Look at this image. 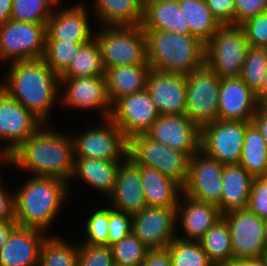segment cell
<instances>
[{"label": "cell", "instance_id": "6da1fadb", "mask_svg": "<svg viewBox=\"0 0 267 266\" xmlns=\"http://www.w3.org/2000/svg\"><path fill=\"white\" fill-rule=\"evenodd\" d=\"M44 127V128H43ZM42 125L7 157V165L29 170L39 177H54L68 182L74 172L72 136L54 132Z\"/></svg>", "mask_w": 267, "mask_h": 266}, {"label": "cell", "instance_id": "7a4b0ae2", "mask_svg": "<svg viewBox=\"0 0 267 266\" xmlns=\"http://www.w3.org/2000/svg\"><path fill=\"white\" fill-rule=\"evenodd\" d=\"M9 64L8 73L4 76V90L46 125L61 90L60 76L43 58Z\"/></svg>", "mask_w": 267, "mask_h": 266}, {"label": "cell", "instance_id": "3957f363", "mask_svg": "<svg viewBox=\"0 0 267 266\" xmlns=\"http://www.w3.org/2000/svg\"><path fill=\"white\" fill-rule=\"evenodd\" d=\"M68 187L69 182L54 177L33 176L26 181L14 191L18 225L46 233L67 200Z\"/></svg>", "mask_w": 267, "mask_h": 266}, {"label": "cell", "instance_id": "277c9868", "mask_svg": "<svg viewBox=\"0 0 267 266\" xmlns=\"http://www.w3.org/2000/svg\"><path fill=\"white\" fill-rule=\"evenodd\" d=\"M143 31L151 70L187 75L205 64V43L199 38L162 30Z\"/></svg>", "mask_w": 267, "mask_h": 266}, {"label": "cell", "instance_id": "5b68a950", "mask_svg": "<svg viewBox=\"0 0 267 266\" xmlns=\"http://www.w3.org/2000/svg\"><path fill=\"white\" fill-rule=\"evenodd\" d=\"M100 32V33H99ZM104 70L122 65L148 64L141 25H109L94 33Z\"/></svg>", "mask_w": 267, "mask_h": 266}, {"label": "cell", "instance_id": "8992f818", "mask_svg": "<svg viewBox=\"0 0 267 266\" xmlns=\"http://www.w3.org/2000/svg\"><path fill=\"white\" fill-rule=\"evenodd\" d=\"M249 47L241 25H221L205 44V64L220 78L240 77Z\"/></svg>", "mask_w": 267, "mask_h": 266}, {"label": "cell", "instance_id": "52a82bcc", "mask_svg": "<svg viewBox=\"0 0 267 266\" xmlns=\"http://www.w3.org/2000/svg\"><path fill=\"white\" fill-rule=\"evenodd\" d=\"M128 157L136 165L154 168L181 187L185 184L189 157L182 151L138 134L128 140Z\"/></svg>", "mask_w": 267, "mask_h": 266}, {"label": "cell", "instance_id": "ba28073f", "mask_svg": "<svg viewBox=\"0 0 267 266\" xmlns=\"http://www.w3.org/2000/svg\"><path fill=\"white\" fill-rule=\"evenodd\" d=\"M186 77L185 114L201 128L218 117L221 78L207 65L193 70Z\"/></svg>", "mask_w": 267, "mask_h": 266}, {"label": "cell", "instance_id": "9c48e42d", "mask_svg": "<svg viewBox=\"0 0 267 266\" xmlns=\"http://www.w3.org/2000/svg\"><path fill=\"white\" fill-rule=\"evenodd\" d=\"M72 137L74 158L123 162L128 157V139L110 118ZM123 160H122V159Z\"/></svg>", "mask_w": 267, "mask_h": 266}, {"label": "cell", "instance_id": "30bf717a", "mask_svg": "<svg viewBox=\"0 0 267 266\" xmlns=\"http://www.w3.org/2000/svg\"><path fill=\"white\" fill-rule=\"evenodd\" d=\"M46 25L9 20L0 25V58L10 61L43 58Z\"/></svg>", "mask_w": 267, "mask_h": 266}, {"label": "cell", "instance_id": "8fae6325", "mask_svg": "<svg viewBox=\"0 0 267 266\" xmlns=\"http://www.w3.org/2000/svg\"><path fill=\"white\" fill-rule=\"evenodd\" d=\"M250 122L217 119L205 124L200 128V150L224 165L238 164Z\"/></svg>", "mask_w": 267, "mask_h": 266}, {"label": "cell", "instance_id": "7c38bea8", "mask_svg": "<svg viewBox=\"0 0 267 266\" xmlns=\"http://www.w3.org/2000/svg\"><path fill=\"white\" fill-rule=\"evenodd\" d=\"M222 217L230 230L234 261L266 257L267 243L262 218L247 209L231 211Z\"/></svg>", "mask_w": 267, "mask_h": 266}, {"label": "cell", "instance_id": "4fadbf2b", "mask_svg": "<svg viewBox=\"0 0 267 266\" xmlns=\"http://www.w3.org/2000/svg\"><path fill=\"white\" fill-rule=\"evenodd\" d=\"M223 169L224 164L199 149L189 158L187 178L181 193L217 206L222 193Z\"/></svg>", "mask_w": 267, "mask_h": 266}, {"label": "cell", "instance_id": "5bb4252c", "mask_svg": "<svg viewBox=\"0 0 267 266\" xmlns=\"http://www.w3.org/2000/svg\"><path fill=\"white\" fill-rule=\"evenodd\" d=\"M159 115L145 89L116 100L112 104L110 119L129 140L135 135L145 134Z\"/></svg>", "mask_w": 267, "mask_h": 266}, {"label": "cell", "instance_id": "9a60e30c", "mask_svg": "<svg viewBox=\"0 0 267 266\" xmlns=\"http://www.w3.org/2000/svg\"><path fill=\"white\" fill-rule=\"evenodd\" d=\"M176 207L146 206L132 215V233L150 250L165 249L177 237Z\"/></svg>", "mask_w": 267, "mask_h": 266}, {"label": "cell", "instance_id": "2e32d148", "mask_svg": "<svg viewBox=\"0 0 267 266\" xmlns=\"http://www.w3.org/2000/svg\"><path fill=\"white\" fill-rule=\"evenodd\" d=\"M42 125L29 110L5 90L0 93V139L8 143L1 151L8 157Z\"/></svg>", "mask_w": 267, "mask_h": 266}, {"label": "cell", "instance_id": "e0dca14e", "mask_svg": "<svg viewBox=\"0 0 267 266\" xmlns=\"http://www.w3.org/2000/svg\"><path fill=\"white\" fill-rule=\"evenodd\" d=\"M145 134L189 158L200 149V128L186 114L159 115Z\"/></svg>", "mask_w": 267, "mask_h": 266}, {"label": "cell", "instance_id": "ac0fdd59", "mask_svg": "<svg viewBox=\"0 0 267 266\" xmlns=\"http://www.w3.org/2000/svg\"><path fill=\"white\" fill-rule=\"evenodd\" d=\"M64 86L61 101L69 109H102V119L110 118L112 104L107 95L105 75L60 78V87Z\"/></svg>", "mask_w": 267, "mask_h": 266}, {"label": "cell", "instance_id": "d6986e66", "mask_svg": "<svg viewBox=\"0 0 267 266\" xmlns=\"http://www.w3.org/2000/svg\"><path fill=\"white\" fill-rule=\"evenodd\" d=\"M146 90L160 115L185 114V75L151 70L147 76Z\"/></svg>", "mask_w": 267, "mask_h": 266}, {"label": "cell", "instance_id": "ffe728a7", "mask_svg": "<svg viewBox=\"0 0 267 266\" xmlns=\"http://www.w3.org/2000/svg\"><path fill=\"white\" fill-rule=\"evenodd\" d=\"M259 106L256 94L241 77L221 78L218 120L252 121Z\"/></svg>", "mask_w": 267, "mask_h": 266}, {"label": "cell", "instance_id": "44dd1931", "mask_svg": "<svg viewBox=\"0 0 267 266\" xmlns=\"http://www.w3.org/2000/svg\"><path fill=\"white\" fill-rule=\"evenodd\" d=\"M112 209L135 214L147 206L142 182L140 165H136L129 157L120 163L114 190L110 196Z\"/></svg>", "mask_w": 267, "mask_h": 266}, {"label": "cell", "instance_id": "7402d4cb", "mask_svg": "<svg viewBox=\"0 0 267 266\" xmlns=\"http://www.w3.org/2000/svg\"><path fill=\"white\" fill-rule=\"evenodd\" d=\"M89 25L85 6L74 4L52 13L46 25V40L88 42L94 38Z\"/></svg>", "mask_w": 267, "mask_h": 266}, {"label": "cell", "instance_id": "603a6c76", "mask_svg": "<svg viewBox=\"0 0 267 266\" xmlns=\"http://www.w3.org/2000/svg\"><path fill=\"white\" fill-rule=\"evenodd\" d=\"M48 235L19 226L0 249V266H38L40 249Z\"/></svg>", "mask_w": 267, "mask_h": 266}, {"label": "cell", "instance_id": "cb8c5ba5", "mask_svg": "<svg viewBox=\"0 0 267 266\" xmlns=\"http://www.w3.org/2000/svg\"><path fill=\"white\" fill-rule=\"evenodd\" d=\"M181 194L183 195L181 196L183 197V203L181 204L178 201L176 221L179 220L185 237L180 235L177 238L188 241H199L222 215L218 206L195 200L184 195V193Z\"/></svg>", "mask_w": 267, "mask_h": 266}, {"label": "cell", "instance_id": "d4e9b609", "mask_svg": "<svg viewBox=\"0 0 267 266\" xmlns=\"http://www.w3.org/2000/svg\"><path fill=\"white\" fill-rule=\"evenodd\" d=\"M141 27L143 30L191 34L177 0H144Z\"/></svg>", "mask_w": 267, "mask_h": 266}, {"label": "cell", "instance_id": "484cf974", "mask_svg": "<svg viewBox=\"0 0 267 266\" xmlns=\"http://www.w3.org/2000/svg\"><path fill=\"white\" fill-rule=\"evenodd\" d=\"M253 179L239 164L224 165L222 193L217 205L221 215L247 208Z\"/></svg>", "mask_w": 267, "mask_h": 266}, {"label": "cell", "instance_id": "4316f807", "mask_svg": "<svg viewBox=\"0 0 267 266\" xmlns=\"http://www.w3.org/2000/svg\"><path fill=\"white\" fill-rule=\"evenodd\" d=\"M151 67L149 64L114 66L105 70L107 95L111 104L119 98L143 91Z\"/></svg>", "mask_w": 267, "mask_h": 266}, {"label": "cell", "instance_id": "83f0119b", "mask_svg": "<svg viewBox=\"0 0 267 266\" xmlns=\"http://www.w3.org/2000/svg\"><path fill=\"white\" fill-rule=\"evenodd\" d=\"M140 178L147 206L177 207L182 192L179 184L154 168L141 165Z\"/></svg>", "mask_w": 267, "mask_h": 266}, {"label": "cell", "instance_id": "f1b7e54d", "mask_svg": "<svg viewBox=\"0 0 267 266\" xmlns=\"http://www.w3.org/2000/svg\"><path fill=\"white\" fill-rule=\"evenodd\" d=\"M120 163L94 158H75L73 178L78 177L91 187L111 195L117 178Z\"/></svg>", "mask_w": 267, "mask_h": 266}, {"label": "cell", "instance_id": "f546056e", "mask_svg": "<svg viewBox=\"0 0 267 266\" xmlns=\"http://www.w3.org/2000/svg\"><path fill=\"white\" fill-rule=\"evenodd\" d=\"M101 26L141 25L144 0H93Z\"/></svg>", "mask_w": 267, "mask_h": 266}, {"label": "cell", "instance_id": "4dcf8cb0", "mask_svg": "<svg viewBox=\"0 0 267 266\" xmlns=\"http://www.w3.org/2000/svg\"><path fill=\"white\" fill-rule=\"evenodd\" d=\"M253 178L267 173V144L253 122L246 126L244 145L238 162Z\"/></svg>", "mask_w": 267, "mask_h": 266}, {"label": "cell", "instance_id": "1f68e13d", "mask_svg": "<svg viewBox=\"0 0 267 266\" xmlns=\"http://www.w3.org/2000/svg\"><path fill=\"white\" fill-rule=\"evenodd\" d=\"M179 6L191 35L206 44L221 26L209 10L206 1L179 0Z\"/></svg>", "mask_w": 267, "mask_h": 266}, {"label": "cell", "instance_id": "d6a6232c", "mask_svg": "<svg viewBox=\"0 0 267 266\" xmlns=\"http://www.w3.org/2000/svg\"><path fill=\"white\" fill-rule=\"evenodd\" d=\"M209 260L215 265L234 261L231 234L226 220L221 217L199 240Z\"/></svg>", "mask_w": 267, "mask_h": 266}, {"label": "cell", "instance_id": "836d02e7", "mask_svg": "<svg viewBox=\"0 0 267 266\" xmlns=\"http://www.w3.org/2000/svg\"><path fill=\"white\" fill-rule=\"evenodd\" d=\"M102 75H105V70L102 63L101 50L94 37L80 46L70 65L60 75V78Z\"/></svg>", "mask_w": 267, "mask_h": 266}, {"label": "cell", "instance_id": "e575fe53", "mask_svg": "<svg viewBox=\"0 0 267 266\" xmlns=\"http://www.w3.org/2000/svg\"><path fill=\"white\" fill-rule=\"evenodd\" d=\"M51 235L43 241L38 266H77L78 246Z\"/></svg>", "mask_w": 267, "mask_h": 266}, {"label": "cell", "instance_id": "d590c367", "mask_svg": "<svg viewBox=\"0 0 267 266\" xmlns=\"http://www.w3.org/2000/svg\"><path fill=\"white\" fill-rule=\"evenodd\" d=\"M59 0H12L11 20L47 24Z\"/></svg>", "mask_w": 267, "mask_h": 266}, {"label": "cell", "instance_id": "8d00e7d4", "mask_svg": "<svg viewBox=\"0 0 267 266\" xmlns=\"http://www.w3.org/2000/svg\"><path fill=\"white\" fill-rule=\"evenodd\" d=\"M166 249L172 266H215L199 241L182 240L176 237Z\"/></svg>", "mask_w": 267, "mask_h": 266}, {"label": "cell", "instance_id": "74e56055", "mask_svg": "<svg viewBox=\"0 0 267 266\" xmlns=\"http://www.w3.org/2000/svg\"><path fill=\"white\" fill-rule=\"evenodd\" d=\"M84 43L86 42L46 40L43 59L51 70L60 76Z\"/></svg>", "mask_w": 267, "mask_h": 266}, {"label": "cell", "instance_id": "f35d334b", "mask_svg": "<svg viewBox=\"0 0 267 266\" xmlns=\"http://www.w3.org/2000/svg\"><path fill=\"white\" fill-rule=\"evenodd\" d=\"M267 74V52L265 48L249 47L243 64L241 78L256 94Z\"/></svg>", "mask_w": 267, "mask_h": 266}, {"label": "cell", "instance_id": "ab89813d", "mask_svg": "<svg viewBox=\"0 0 267 266\" xmlns=\"http://www.w3.org/2000/svg\"><path fill=\"white\" fill-rule=\"evenodd\" d=\"M110 247L114 263L122 266H141L150 250L133 233Z\"/></svg>", "mask_w": 267, "mask_h": 266}, {"label": "cell", "instance_id": "60d3db41", "mask_svg": "<svg viewBox=\"0 0 267 266\" xmlns=\"http://www.w3.org/2000/svg\"><path fill=\"white\" fill-rule=\"evenodd\" d=\"M108 222L109 206L96 209L85 224L87 237L83 244L108 246Z\"/></svg>", "mask_w": 267, "mask_h": 266}, {"label": "cell", "instance_id": "b9f144b4", "mask_svg": "<svg viewBox=\"0 0 267 266\" xmlns=\"http://www.w3.org/2000/svg\"><path fill=\"white\" fill-rule=\"evenodd\" d=\"M110 246L79 244L77 266H114Z\"/></svg>", "mask_w": 267, "mask_h": 266}, {"label": "cell", "instance_id": "7bdbcfd3", "mask_svg": "<svg viewBox=\"0 0 267 266\" xmlns=\"http://www.w3.org/2000/svg\"><path fill=\"white\" fill-rule=\"evenodd\" d=\"M241 26L250 47L267 46V11L247 19Z\"/></svg>", "mask_w": 267, "mask_h": 266}, {"label": "cell", "instance_id": "ee69618b", "mask_svg": "<svg viewBox=\"0 0 267 266\" xmlns=\"http://www.w3.org/2000/svg\"><path fill=\"white\" fill-rule=\"evenodd\" d=\"M132 233V215L109 207L108 246Z\"/></svg>", "mask_w": 267, "mask_h": 266}, {"label": "cell", "instance_id": "f6af8a7d", "mask_svg": "<svg viewBox=\"0 0 267 266\" xmlns=\"http://www.w3.org/2000/svg\"><path fill=\"white\" fill-rule=\"evenodd\" d=\"M246 209L263 220L267 218V179L265 177L253 179Z\"/></svg>", "mask_w": 267, "mask_h": 266}, {"label": "cell", "instance_id": "bcb514c9", "mask_svg": "<svg viewBox=\"0 0 267 266\" xmlns=\"http://www.w3.org/2000/svg\"><path fill=\"white\" fill-rule=\"evenodd\" d=\"M234 25L267 11V0H234Z\"/></svg>", "mask_w": 267, "mask_h": 266}, {"label": "cell", "instance_id": "7dc6e473", "mask_svg": "<svg viewBox=\"0 0 267 266\" xmlns=\"http://www.w3.org/2000/svg\"><path fill=\"white\" fill-rule=\"evenodd\" d=\"M206 3L213 16L221 25H234V0H206Z\"/></svg>", "mask_w": 267, "mask_h": 266}, {"label": "cell", "instance_id": "c3c4849f", "mask_svg": "<svg viewBox=\"0 0 267 266\" xmlns=\"http://www.w3.org/2000/svg\"><path fill=\"white\" fill-rule=\"evenodd\" d=\"M0 182V221L16 220L15 194H10Z\"/></svg>", "mask_w": 267, "mask_h": 266}, {"label": "cell", "instance_id": "681fc988", "mask_svg": "<svg viewBox=\"0 0 267 266\" xmlns=\"http://www.w3.org/2000/svg\"><path fill=\"white\" fill-rule=\"evenodd\" d=\"M141 266H172L167 249L149 250Z\"/></svg>", "mask_w": 267, "mask_h": 266}, {"label": "cell", "instance_id": "f907efd6", "mask_svg": "<svg viewBox=\"0 0 267 266\" xmlns=\"http://www.w3.org/2000/svg\"><path fill=\"white\" fill-rule=\"evenodd\" d=\"M252 122L260 130L267 144V105H260L253 115Z\"/></svg>", "mask_w": 267, "mask_h": 266}, {"label": "cell", "instance_id": "816d5d0a", "mask_svg": "<svg viewBox=\"0 0 267 266\" xmlns=\"http://www.w3.org/2000/svg\"><path fill=\"white\" fill-rule=\"evenodd\" d=\"M19 227L16 220L0 221V249L10 239L11 234Z\"/></svg>", "mask_w": 267, "mask_h": 266}, {"label": "cell", "instance_id": "f5cc1de1", "mask_svg": "<svg viewBox=\"0 0 267 266\" xmlns=\"http://www.w3.org/2000/svg\"><path fill=\"white\" fill-rule=\"evenodd\" d=\"M220 266H267V258L262 257L257 259L233 261L232 263L223 264Z\"/></svg>", "mask_w": 267, "mask_h": 266}, {"label": "cell", "instance_id": "db71d44e", "mask_svg": "<svg viewBox=\"0 0 267 266\" xmlns=\"http://www.w3.org/2000/svg\"><path fill=\"white\" fill-rule=\"evenodd\" d=\"M12 0H0V25L11 19Z\"/></svg>", "mask_w": 267, "mask_h": 266}, {"label": "cell", "instance_id": "11a10c76", "mask_svg": "<svg viewBox=\"0 0 267 266\" xmlns=\"http://www.w3.org/2000/svg\"><path fill=\"white\" fill-rule=\"evenodd\" d=\"M256 98L260 105H267V74L263 79L260 90L256 93Z\"/></svg>", "mask_w": 267, "mask_h": 266}, {"label": "cell", "instance_id": "9f6ffc18", "mask_svg": "<svg viewBox=\"0 0 267 266\" xmlns=\"http://www.w3.org/2000/svg\"><path fill=\"white\" fill-rule=\"evenodd\" d=\"M0 161L7 164V156L1 151V148H0Z\"/></svg>", "mask_w": 267, "mask_h": 266}, {"label": "cell", "instance_id": "6f0895ef", "mask_svg": "<svg viewBox=\"0 0 267 266\" xmlns=\"http://www.w3.org/2000/svg\"><path fill=\"white\" fill-rule=\"evenodd\" d=\"M264 224V232H265V238H266V243H267V218L263 220Z\"/></svg>", "mask_w": 267, "mask_h": 266}, {"label": "cell", "instance_id": "680465c9", "mask_svg": "<svg viewBox=\"0 0 267 266\" xmlns=\"http://www.w3.org/2000/svg\"><path fill=\"white\" fill-rule=\"evenodd\" d=\"M4 90L3 83H0V93Z\"/></svg>", "mask_w": 267, "mask_h": 266}]
</instances>
